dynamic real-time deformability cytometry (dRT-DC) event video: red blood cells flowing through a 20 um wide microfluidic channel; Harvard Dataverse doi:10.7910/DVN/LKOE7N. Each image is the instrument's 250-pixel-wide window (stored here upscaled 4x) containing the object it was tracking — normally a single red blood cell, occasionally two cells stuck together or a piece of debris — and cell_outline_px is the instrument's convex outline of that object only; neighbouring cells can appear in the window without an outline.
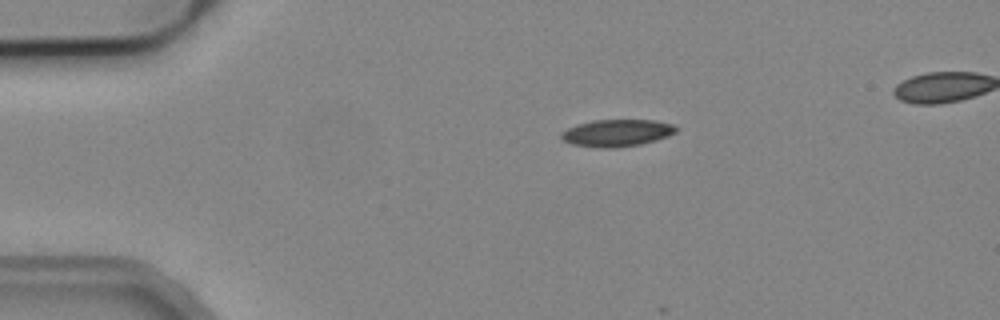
{"species": "common noctule bat (a hibernating species)", "species_latin": "Nyctalus noctula", "temperature_condition": "cold", "stored_images_in_passage": 3, "camera_frame_rate_fps": 3000, "um_per_image_px": 0.085, "animal": {"sex": "male", "body_mass_g": 19.2, "forearm_length_mm": 51.8}, "frame": {"image": 1, "passage_image": 1, "time_ms": 0.0, "image_size_px": [1000, 320], "cell_outline_px": [[676, 132], [668, 136], [656, 140], [640, 144], [616, 148], [600, 148], [572, 144], [564, 140], [560, 136], [560, 132], [576, 124], [592, 120], [652, 120], [672, 124], [676, 128]], "centroid_in_image_um": [52.4, 11.3], "position_along_channel_um": 32.6, "area_um2": 18.09}}